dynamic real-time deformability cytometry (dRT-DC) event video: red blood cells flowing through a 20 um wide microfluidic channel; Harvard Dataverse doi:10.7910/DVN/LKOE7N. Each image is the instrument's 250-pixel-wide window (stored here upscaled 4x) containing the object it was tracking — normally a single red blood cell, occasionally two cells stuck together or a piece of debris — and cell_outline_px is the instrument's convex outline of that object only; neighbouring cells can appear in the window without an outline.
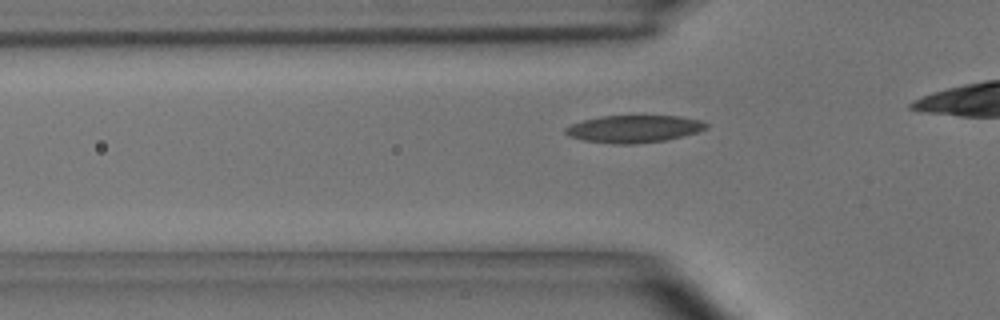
{"species": "common noctule bat (a hibernating species)", "species_latin": "Nyctalus noctula", "temperature_condition": "room temperature", "stored_images_in_passage": 37, "camera_frame_rate_fps": 3000, "um_per_image_px": 0.085, "animal": {"sex": "male", "body_mass_g": 15.6}, "frame": {"image": 1, "passage_image": 9, "time_ms": 2.667, "image_size_px": [1000, 320], "cell_outline_px": [[708, 128], [696, 132], [664, 140], [636, 144], [616, 144], [584, 140], [568, 136], [564, 132], [564, 128], [572, 124], [584, 120], [600, 116], [680, 116], [700, 120], [708, 124]], "centroid_in_image_um": [53.86, 10.95], "position_along_channel_um": 71.9, "area_um2": 22.25}}
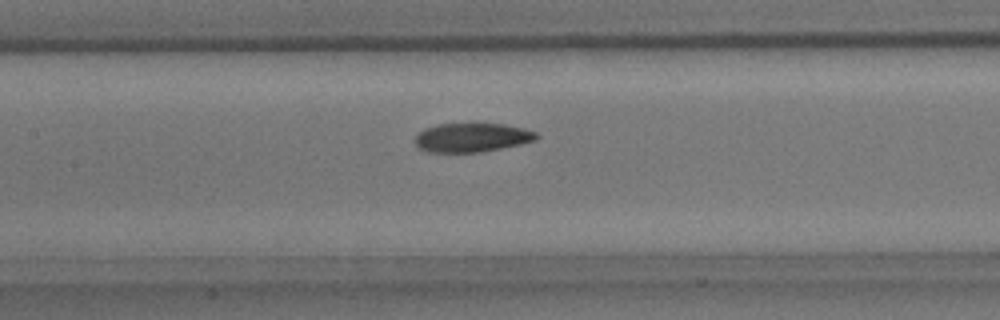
{"frame": {"image": 2, "passage_image": 16, "time_ms": 5.0, "image_size_px": [1000, 320], "cell_outline_px": [[540, 136], [536, 140], [520, 144], [480, 152], [428, 152], [420, 148], [416, 144], [416, 136], [424, 128], [440, 124], [504, 124], [524, 128], [536, 132]], "centroid_in_image_um": [40.14, 11.69], "position_along_channel_um": 167.3, "area_um2": 20.29}}
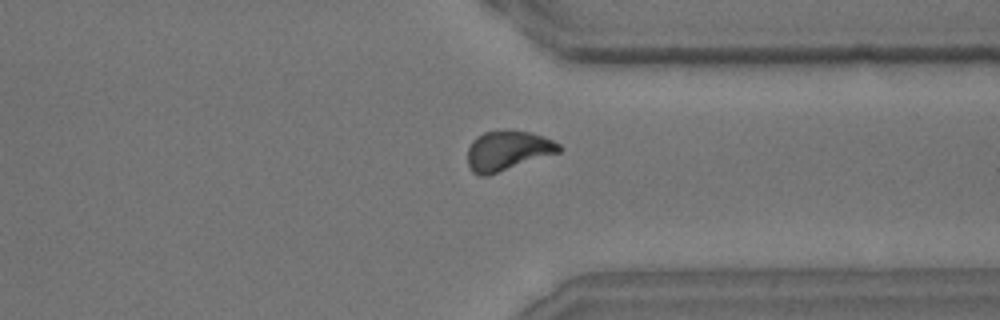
{"frame": {"image": 3, "passage_image": 31, "time_ms": 10.0, "image_size_px": [1000, 320], "cell_outline_px": [[564, 148], [560, 152], [488, 176], [480, 176], [472, 172], [468, 164], [468, 148], [472, 140], [476, 136], [484, 132], [504, 128], [508, 128], [532, 132], [544, 136], [560, 144]], "centroid_in_image_um": [43.16, 12.77], "position_along_channel_um": 368.2, "area_um2": 21.79}, "authors_computed_cell_mechanics": {"area_um2": 21.2704, "velocity_mm_per_s": 4.0408, "shape_relaxation_time_tau1_ms": 3.3339, "shape_relaxation_time_tau2_ms": 7.5524, "deformation_change_tau1": 0.1229, "deformation_change_tau2": 0.1013}}